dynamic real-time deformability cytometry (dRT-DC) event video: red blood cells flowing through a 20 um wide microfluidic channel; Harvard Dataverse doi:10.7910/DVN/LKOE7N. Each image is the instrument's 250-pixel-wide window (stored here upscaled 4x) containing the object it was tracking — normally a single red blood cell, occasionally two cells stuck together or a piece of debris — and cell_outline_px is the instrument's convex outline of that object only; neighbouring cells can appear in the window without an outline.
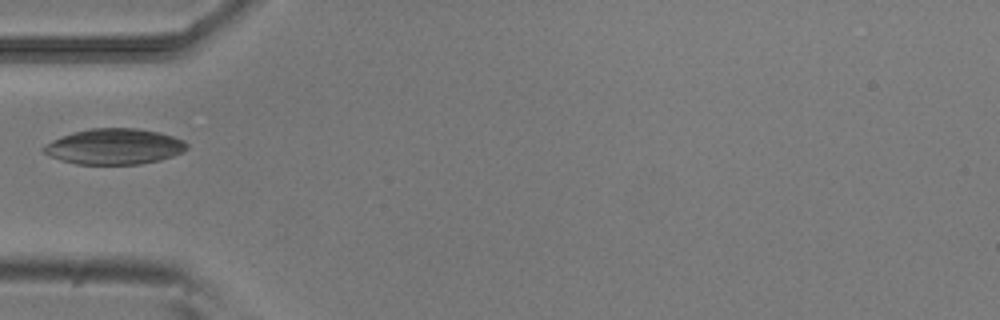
{"species": "common noctule bat (a hibernating species)", "species_latin": "Nyctalus noctula", "temperature_condition": "room temperature", "stored_images_in_passage": 9, "camera_frame_rate_fps": 3000, "um_per_image_px": 0.085, "animal": {"sex": "male", "body_mass_g": 20.5, "forearm_length_mm": 52.5}, "frame": {"image": 1, "passage_image": 1, "time_ms": 0.0, "image_size_px": [1000, 320], "cell_outline_px": [[188, 148], [184, 152], [160, 160], [140, 164], [76, 164], [60, 160], [44, 152], [40, 148], [44, 144], [52, 140], [72, 132], [88, 128], [136, 128], [160, 132], [184, 140], [188, 144]], "centroid_in_image_um": [9.72, 12.45], "position_along_channel_um": 75.3, "area_um2": 30.0}}